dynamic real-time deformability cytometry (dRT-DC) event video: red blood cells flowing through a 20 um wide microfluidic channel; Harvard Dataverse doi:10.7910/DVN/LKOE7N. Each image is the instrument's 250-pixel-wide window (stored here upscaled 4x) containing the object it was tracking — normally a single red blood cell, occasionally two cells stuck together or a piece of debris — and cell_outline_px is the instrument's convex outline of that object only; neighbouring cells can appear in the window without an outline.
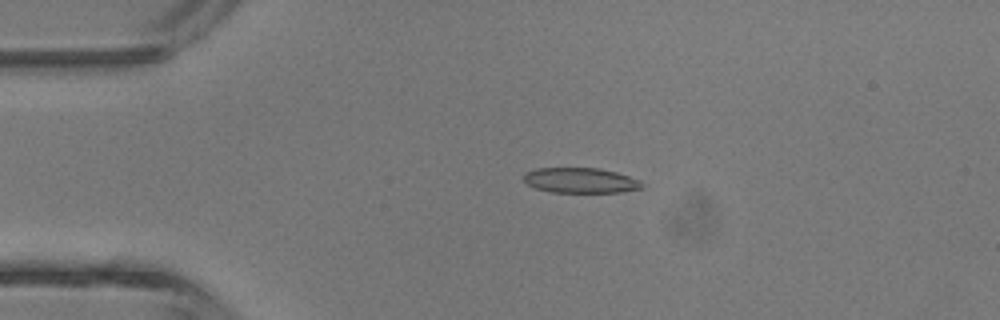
{"species": "common noctule bat (a hibernating species)", "species_latin": "Nyctalus noctula", "temperature_condition": "room temperature", "stored_images_in_passage": 2, "camera_frame_rate_fps": 3000, "um_per_image_px": 0.085, "animal": {"sex": "male", "body_mass_g": 13.3}, "frame": {"image": 1, "passage_image": 1, "time_ms": 0.0, "image_size_px": [1000, 320], "cell_outline_px": [[644, 188], [620, 192], [552, 192], [536, 188], [528, 184], [524, 180], [524, 172], [536, 168], [600, 168], [616, 172], [640, 180], [644, 184]], "centroid_in_image_um": [49.36, 15.33], "position_along_channel_um": 35.6, "area_um2": 17.4}}